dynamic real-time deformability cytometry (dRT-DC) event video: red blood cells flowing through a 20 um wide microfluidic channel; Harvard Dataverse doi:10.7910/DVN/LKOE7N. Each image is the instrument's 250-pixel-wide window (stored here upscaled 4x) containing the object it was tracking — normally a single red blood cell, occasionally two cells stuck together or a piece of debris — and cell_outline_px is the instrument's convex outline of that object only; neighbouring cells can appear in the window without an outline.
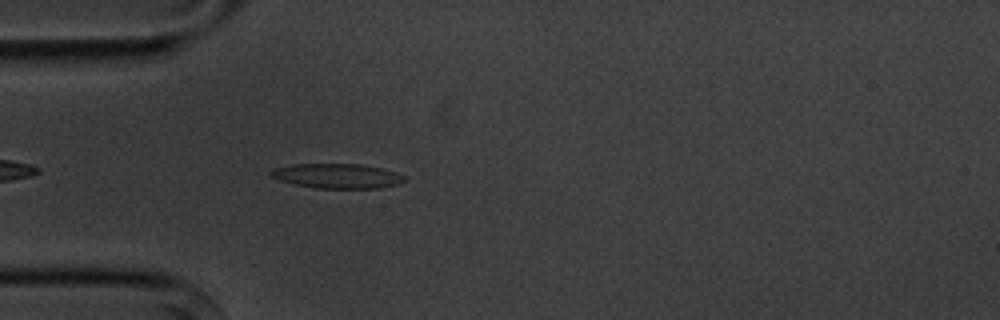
{"species": "common noctule bat (a hibernating species)", "species_latin": "Nyctalus noctula", "temperature_condition": "cold", "stored_images_in_passage": 4, "camera_frame_rate_fps": 3000, "um_per_image_px": 0.085, "animal": {"sex": "male", "body_mass_g": 20.1, "forearm_length_mm": 53.5}, "frame": {"image": 1, "passage_image": 4, "time_ms": 3.667, "image_size_px": [1000, 320], "cell_outline_px": [[408, 180], [396, 184], [380, 188], [316, 188], [296, 184], [280, 180], [272, 176], [268, 172], [272, 168], [292, 164], [360, 164], [384, 168], [396, 172], [404, 176]], "centroid_in_image_um": [28.68, 14.95], "position_along_channel_um": 56.3, "area_um2": 19.25}}